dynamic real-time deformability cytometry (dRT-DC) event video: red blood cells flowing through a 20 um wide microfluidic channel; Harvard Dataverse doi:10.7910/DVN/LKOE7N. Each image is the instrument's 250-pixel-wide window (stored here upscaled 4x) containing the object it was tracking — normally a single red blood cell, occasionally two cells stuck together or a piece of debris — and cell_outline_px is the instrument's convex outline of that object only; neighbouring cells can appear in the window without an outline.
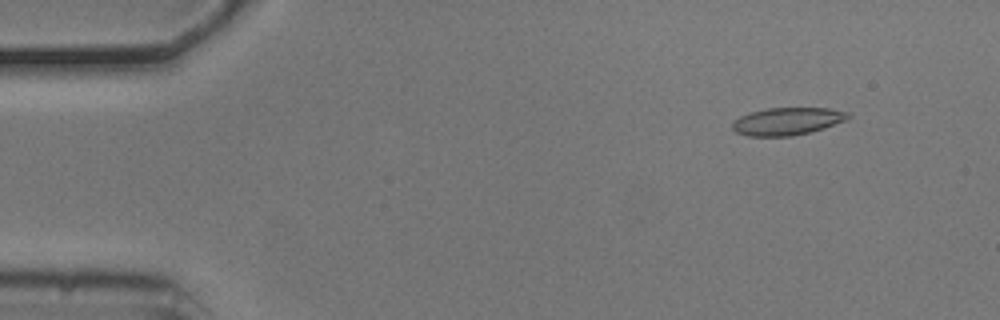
{"species": "common noctule bat (a hibernating species)", "species_latin": "Nyctalus noctula", "temperature_condition": "cold", "stored_images_in_passage": 50, "camera_frame_rate_fps": 3000, "um_per_image_px": 0.085, "animal": {"sex": "male", "body_mass_g": 20.5, "forearm_length_mm": 52.5}, "frame": {"image": 1, "passage_image": 2, "time_ms": 0.333, "image_size_px": [1000, 320], "cell_outline_px": [[852, 116], [844, 120], [824, 128], [792, 136], [748, 136], [736, 132], [732, 128], [732, 124], [740, 116], [752, 112], [768, 108], [828, 108], [848, 112]], "centroid_in_image_um": [66.92, 10.31], "position_along_channel_um": 18.1, "area_um2": 18.32}}
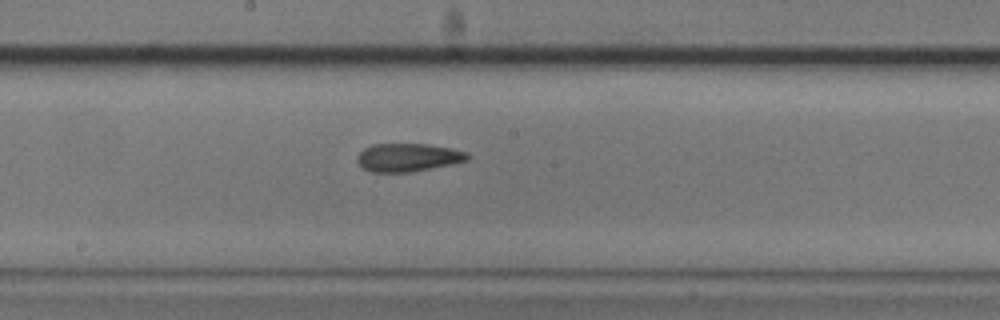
{"frame": {"image": 2, "passage_image": 25, "time_ms": 8.0, "image_size_px": [1000, 320], "cell_outline_px": [[472, 156], [468, 160], [452, 164], [412, 172], [372, 172], [364, 168], [356, 160], [356, 156], [364, 148], [372, 144], [428, 144], [452, 148], [468, 152]], "centroid_in_image_um": [34.71, 13.38], "position_along_channel_um": 213.5, "area_um2": 18.26}}
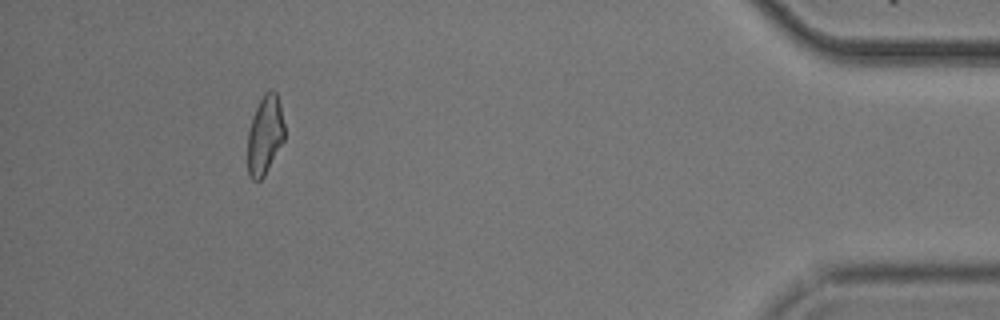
{"frame": {"image": 3, "passage_image": 46, "time_ms": 15.0, "image_size_px": [1000, 320], "cell_outline_px": [[284, 140], [264, 176], [260, 180], [252, 180], [248, 176], [248, 128], [252, 116], [264, 92], [268, 88], [272, 88], [276, 92], [280, 104], [284, 124]], "centroid_in_image_um": [22.51, 11.45], "position_along_channel_um": 412.7, "area_um2": 17.11}, "authors_computed_cell_mechanics": {"area_um2": 18.207, "velocity_mm_per_s": 3.7281, "shape_relaxation_time_tau1_ms": 7.5562, "shape_relaxation_time_tau2_ms": 3.263, "deformation_change_tau1": 0.1837, "deformation_change_tau2": 0.1217}}